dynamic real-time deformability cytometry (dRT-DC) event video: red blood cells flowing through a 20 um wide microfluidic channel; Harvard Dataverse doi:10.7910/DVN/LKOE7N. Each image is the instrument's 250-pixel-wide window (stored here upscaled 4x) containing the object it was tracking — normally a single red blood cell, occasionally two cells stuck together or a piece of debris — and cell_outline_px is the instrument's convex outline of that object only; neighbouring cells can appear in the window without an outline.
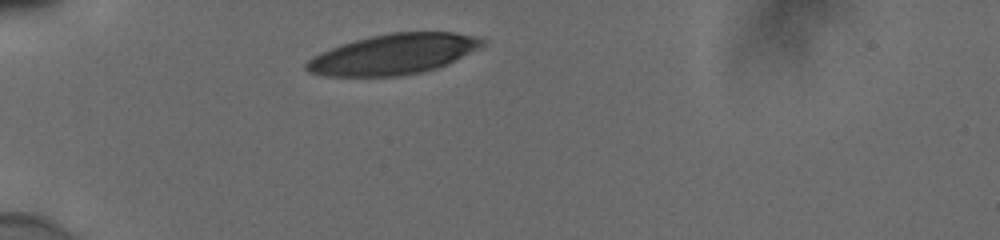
{"species": "human", "species_latin": "Homo sapiens", "temperature_condition": "cold", "stored_images_in_passage": 31, "camera_frame_rate_fps": 3000, "um_per_image_px": 0.085, "donor": {"sex": "male"}, "frame": {"image": 1, "passage_image": 1, "time_ms": 0.0, "image_size_px": [1000, 240], "cell_outline_px": [[484, 44], [436, 68], [420, 72], [400, 76], [328, 76], [308, 72], [304, 68], [304, 64], [312, 56], [320, 52], [340, 44], [368, 36], [392, 32], [456, 32], [480, 36], [484, 40]], "centroid_in_image_um": [33.36, 4.59], "position_along_channel_um": 51.6, "area_um2": 41.15}}
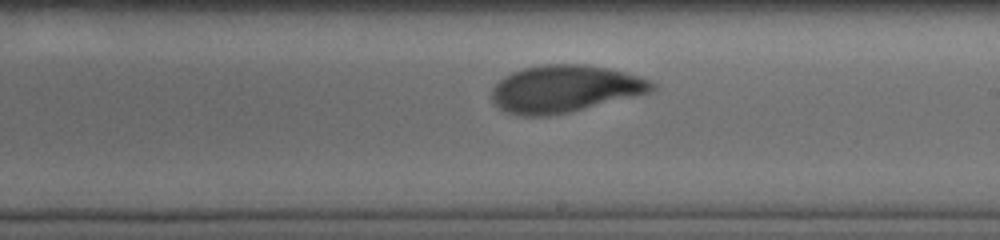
{"frame": {"image": 2, "passage_image": 18, "time_ms": 5.667, "image_size_px": [1000, 240], "cell_outline_px": [[656, 88], [652, 92], [568, 112], [548, 116], [516, 116], [504, 112], [492, 100], [492, 88], [504, 76], [512, 72], [524, 68], [540, 64], [584, 64], [608, 68], [640, 76], [652, 80], [656, 84]], "centroid_in_image_um": [48.01, 7.55], "position_along_channel_um": 241.0, "area_um2": 44.22}}
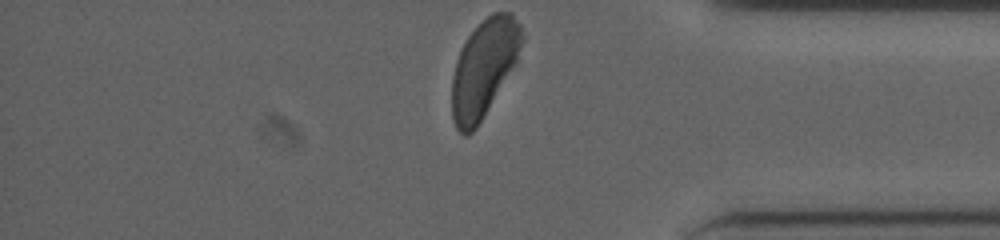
{"frame": {"image": 3, "passage_image": 31, "time_ms": 10.0, "image_size_px": [1000, 240], "cell_outline_px": [[524, 40], [516, 60], [476, 128], [468, 136], [464, 136], [456, 128], [452, 116], [452, 76], [456, 60], [468, 36], [492, 12], [512, 12], [520, 24], [524, 36]], "centroid_in_image_um": [41.12, 5.78], "position_along_channel_um": 394.1, "area_um2": 38.84}, "authors_computed_cell_mechanics": {"area_um2": 43.639, "velocity_mm_per_s": 3.8215, "shape_relaxation_time_tau1_ms": 3.2124, "shape_relaxation_time_tau2_ms": 1.0517, "deformation_change_tau1": 0.1718, "deformation_change_tau2": 0.0653}}